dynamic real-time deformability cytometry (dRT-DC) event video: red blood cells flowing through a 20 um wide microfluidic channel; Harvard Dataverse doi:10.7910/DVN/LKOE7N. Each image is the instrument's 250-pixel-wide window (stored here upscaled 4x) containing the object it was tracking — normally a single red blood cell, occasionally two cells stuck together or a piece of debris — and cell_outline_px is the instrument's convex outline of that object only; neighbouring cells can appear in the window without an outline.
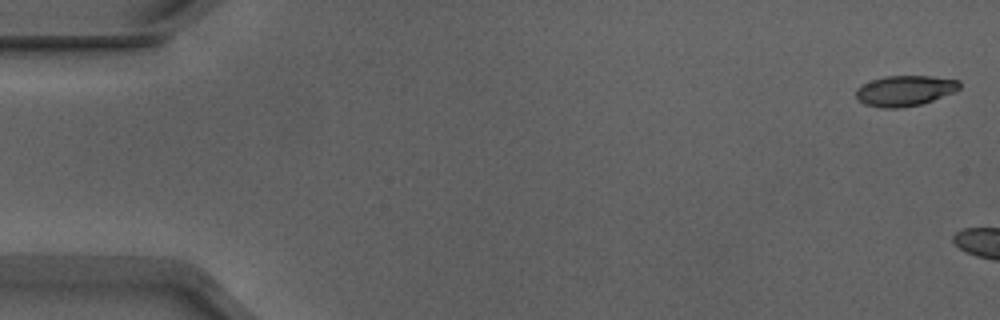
{"species": "Egyptian fruit bat (a non-hibernating species)", "species_latin": "Rousettus aegyptiacus", "temperature_condition": "warm", "stored_images_in_passage": 8, "camera_frame_rate_fps": 3000, "um_per_image_px": 0.085, "animal": {"sex": "male"}, "frame": {"image": 1, "passage_image": 1, "time_ms": 0.0, "image_size_px": [1000, 320], "cell_outline_px": [[960, 88], [952, 92], [932, 100], [920, 104], [900, 108], [880, 108], [864, 104], [856, 96], [856, 88], [872, 80], [884, 76], [932, 76], [960, 80]], "centroid_in_image_um": [76.9, 7.71], "position_along_channel_um": 8.1, "area_um2": 18.26}}